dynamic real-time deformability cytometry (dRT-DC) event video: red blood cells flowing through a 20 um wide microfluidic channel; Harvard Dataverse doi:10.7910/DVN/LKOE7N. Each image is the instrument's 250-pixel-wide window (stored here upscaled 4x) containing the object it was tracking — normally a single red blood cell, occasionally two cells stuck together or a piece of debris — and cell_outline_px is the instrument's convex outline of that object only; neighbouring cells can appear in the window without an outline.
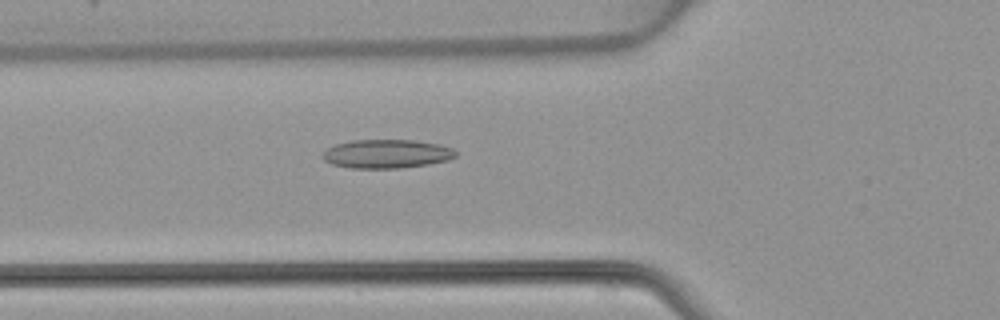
{"species": "common noctule bat (a hibernating species)", "species_latin": "Nyctalus noctula", "temperature_condition": "warm", "stored_images_in_passage": 49, "camera_frame_rate_fps": 3000, "um_per_image_px": 0.085, "animal": {"sex": "female", "body_mass_g": 22.7, "forearm_length_mm": 54.2}, "frame": {"image": 1, "passage_image": 18, "time_ms": 5.667, "image_size_px": [1000, 320], "cell_outline_px": [[456, 156], [448, 160], [428, 164], [400, 168], [352, 168], [332, 164], [324, 160], [324, 152], [328, 148], [336, 144], [352, 140], [416, 140], [440, 144], [452, 148], [456, 152]], "centroid_in_image_um": [32.9, 13.07], "position_along_channel_um": 92.9, "area_um2": 22.2}}
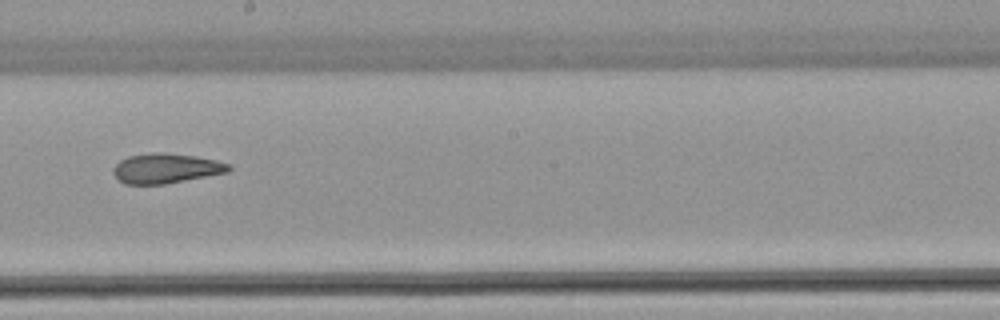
{"frame": {"image": 2, "passage_image": 28, "time_ms": 9.0, "image_size_px": [1000, 320], "cell_outline_px": [[232, 168], [228, 172], [164, 184], [124, 184], [112, 172], [112, 168], [120, 160], [128, 156], [152, 152], [160, 152], [196, 156], [216, 160], [232, 164]], "centroid_in_image_um": [14.11, 14.3], "position_along_channel_um": 234.1, "area_um2": 20.11}}
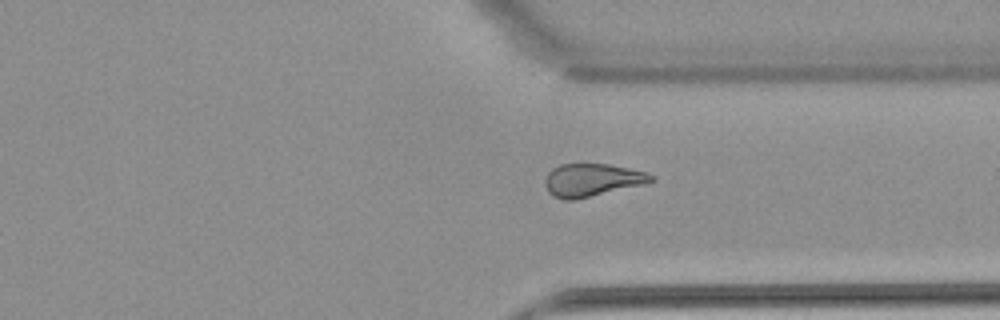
{"frame": {"image": 3, "passage_image": 37, "time_ms": 12.0, "image_size_px": [1000, 320], "cell_outline_px": [[656, 176], [652, 180], [644, 184], [572, 200], [564, 200], [552, 196], [548, 192], [544, 184], [544, 180], [548, 172], [552, 168], [560, 164], [608, 164], [628, 168], [644, 172]], "centroid_in_image_um": [50.26, 15.3], "position_along_channel_um": 361.1, "area_um2": 20.11}}